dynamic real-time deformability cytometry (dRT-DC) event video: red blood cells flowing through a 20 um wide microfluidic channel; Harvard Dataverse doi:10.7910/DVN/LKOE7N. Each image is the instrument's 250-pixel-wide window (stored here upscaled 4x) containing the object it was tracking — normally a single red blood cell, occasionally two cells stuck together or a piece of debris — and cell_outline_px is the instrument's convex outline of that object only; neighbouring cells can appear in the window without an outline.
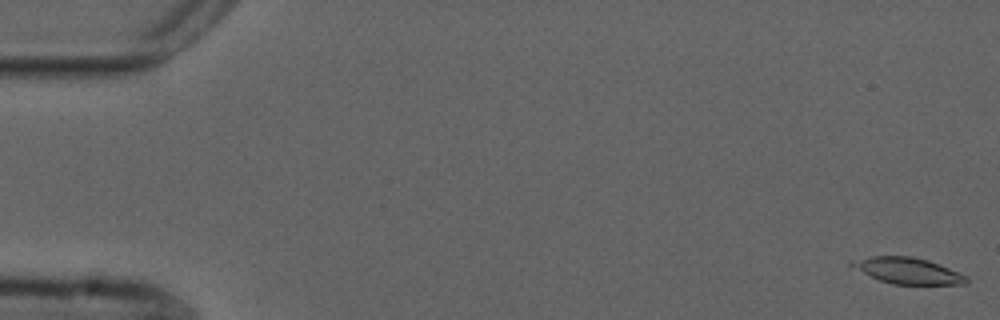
{"species": "common noctule bat (a hibernating species)", "species_latin": "Nyctalus noctula", "temperature_condition": "cold", "stored_images_in_passage": 21, "camera_frame_rate_fps": 3000, "um_per_image_px": 0.085, "animal": {"sex": "male", "forearm_length_mm": 52.5}, "frame": {"image": 1, "passage_image": 1, "time_ms": 0.0, "image_size_px": [1000, 320], "cell_outline_px": [[968, 284], [892, 284], [880, 280], [848, 264], [848, 260], [872, 256], [912, 256], [928, 260], [940, 264], [968, 276]], "centroid_in_image_um": [77.18, 23.0], "position_along_channel_um": 7.8, "area_um2": 17.4}}
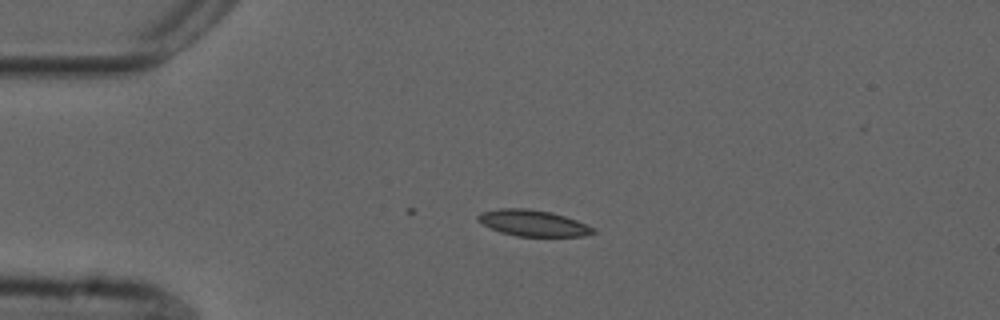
{"frame": {"image": 2, "passage_image": 13, "time_ms": 4.0, "image_size_px": [1000, 320], "cell_outline_px": [[596, 232], [584, 236], [516, 236], [500, 232], [476, 220], [476, 216], [484, 212], [500, 208], [528, 208], [552, 212], [576, 220], [596, 228]], "centroid_in_image_um": [45.33, 18.96], "position_along_channel_um": 39.7, "area_um2": 17.51}}
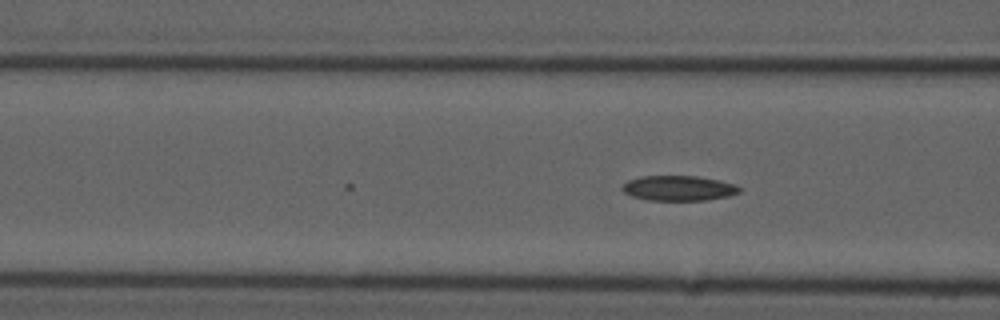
{"frame": {"image": 3, "passage_image": 21, "time_ms": 6.667, "image_size_px": [1000, 320], "cell_outline_px": [[740, 192], [728, 196], [704, 200], [648, 200], [632, 196], [624, 192], [620, 188], [628, 180], [640, 176], [696, 176], [720, 180], [736, 184], [740, 188]], "centroid_in_image_um": [57.68, 15.99], "position_along_channel_um": 108.9, "area_um2": 17.11}}